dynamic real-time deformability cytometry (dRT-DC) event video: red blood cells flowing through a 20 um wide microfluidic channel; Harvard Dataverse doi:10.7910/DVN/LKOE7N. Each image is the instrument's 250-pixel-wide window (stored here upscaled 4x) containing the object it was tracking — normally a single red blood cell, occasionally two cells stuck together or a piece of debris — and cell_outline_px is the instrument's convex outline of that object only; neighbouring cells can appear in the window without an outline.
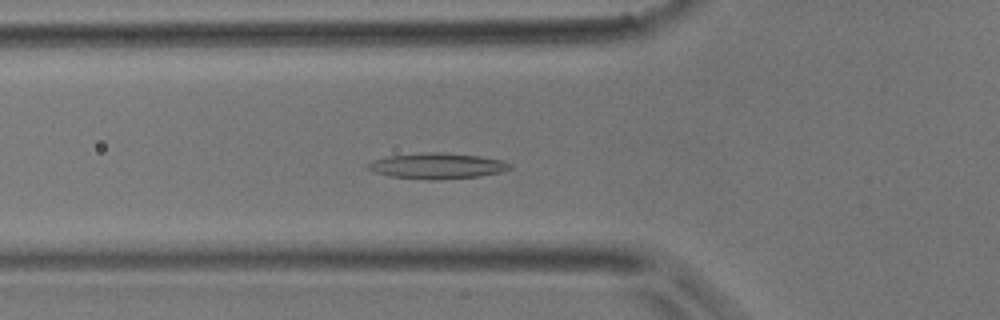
{"species": "common noctule bat (a hibernating species)", "species_latin": "Nyctalus noctula", "temperature_condition": "room temperature", "stored_images_in_passage": 46, "camera_frame_rate_fps": 3000, "um_per_image_px": 0.085, "animal": {"sex": "male", "body_mass_g": 17.9}, "frame": {"image": 1, "passage_image": 16, "time_ms": 5.0, "image_size_px": [1000, 320], "cell_outline_px": [[512, 168], [500, 172], [480, 176], [436, 180], [428, 180], [388, 176], [364, 168], [364, 164], [372, 160], [388, 156], [420, 152], [440, 152], [480, 156], [504, 160], [512, 164]], "centroid_in_image_um": [37.12, 14.1], "position_along_channel_um": 88.7, "area_um2": 21.68}}
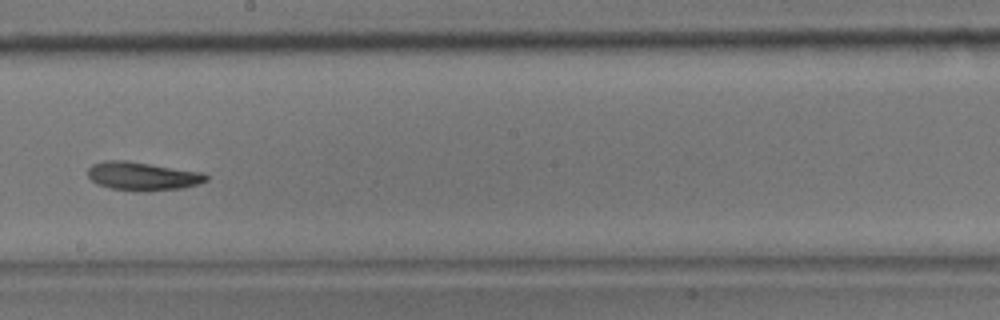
{"frame": {"image": 2, "passage_image": 26, "time_ms": 8.333, "image_size_px": [1000, 320], "cell_outline_px": [[208, 180], [196, 184], [180, 188], [140, 192], [112, 188], [96, 184], [88, 176], [88, 168], [92, 164], [104, 160], [124, 160], [204, 172], [208, 176]], "centroid_in_image_um": [12.1, 14.97], "position_along_channel_um": 236.1, "area_um2": 19.59}}
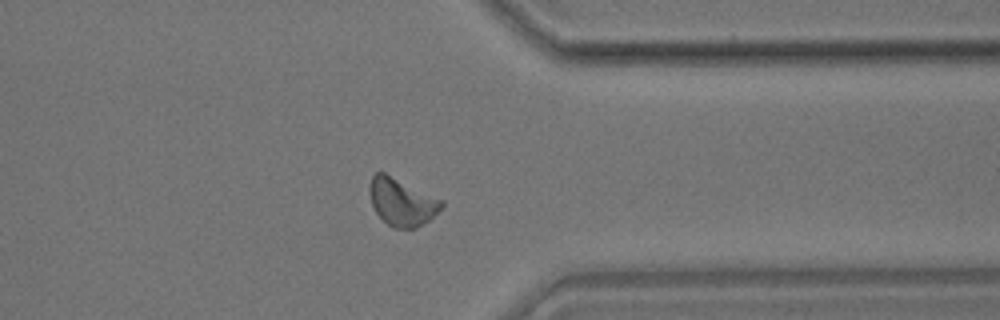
{"frame": {"image": 3, "passage_image": 36, "time_ms": 11.667, "image_size_px": [1000, 320], "cell_outline_px": [[444, 204], [428, 220], [416, 228], [392, 228], [376, 212], [372, 204], [368, 192], [368, 184], [372, 176], [376, 172], [384, 172], [444, 200]], "centroid_in_image_um": [34.12, 17.14], "position_along_channel_um": 377.3, "area_um2": 19.83}}